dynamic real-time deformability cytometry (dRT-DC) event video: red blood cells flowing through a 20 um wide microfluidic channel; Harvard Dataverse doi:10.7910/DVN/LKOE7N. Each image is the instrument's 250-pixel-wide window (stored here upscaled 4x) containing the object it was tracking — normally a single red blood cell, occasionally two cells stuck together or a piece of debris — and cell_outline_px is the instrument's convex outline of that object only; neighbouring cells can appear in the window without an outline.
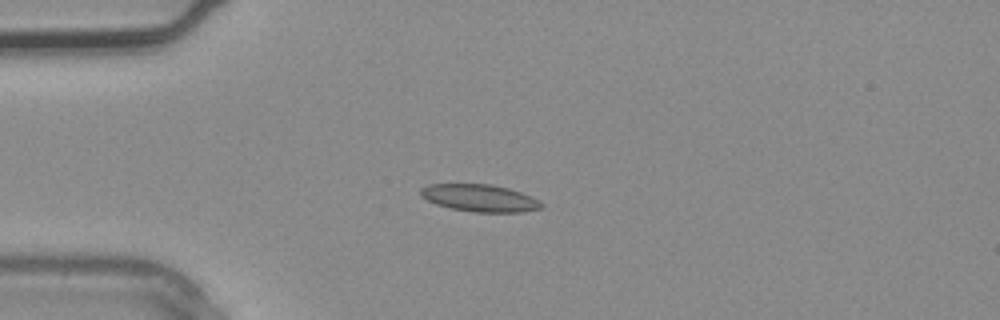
{"species": "common noctule bat (a hibernating species)", "species_latin": "Nyctalus noctula", "temperature_condition": "warm", "stored_images_in_passage": 2, "camera_frame_rate_fps": 3000, "um_per_image_px": 0.085, "animal": {"sex": "male", "body_mass_g": 20.4}, "frame": {"image": 1, "passage_image": 2, "time_ms": 0.333, "image_size_px": [1000, 320], "cell_outline_px": [[544, 208], [520, 212], [476, 212], [452, 208], [436, 204], [420, 196], [420, 188], [428, 184], [492, 184], [508, 188], [532, 196], [540, 200], [544, 204]], "centroid_in_image_um": [40.81, 16.83], "position_along_channel_um": 44.2, "area_um2": 19.25}}